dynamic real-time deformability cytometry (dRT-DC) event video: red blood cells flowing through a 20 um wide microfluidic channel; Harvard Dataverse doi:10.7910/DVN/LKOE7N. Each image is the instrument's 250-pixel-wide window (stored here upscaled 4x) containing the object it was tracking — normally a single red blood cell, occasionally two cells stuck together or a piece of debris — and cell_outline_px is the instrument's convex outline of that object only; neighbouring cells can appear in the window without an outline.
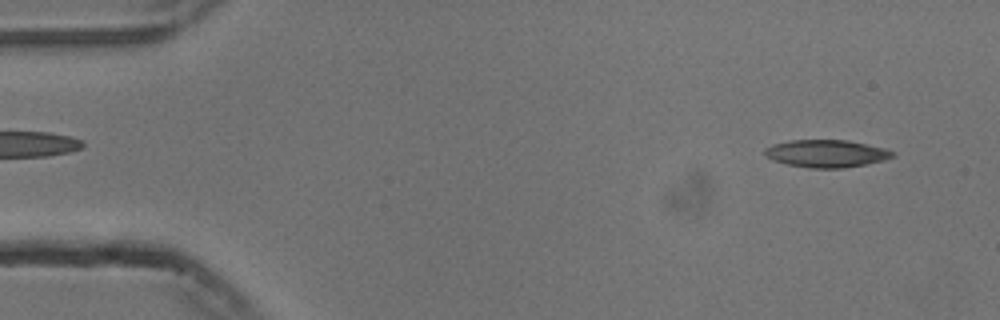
{"species": "common noctule bat (a hibernating species)", "species_latin": "Nyctalus noctula", "temperature_condition": "cold", "stored_images_in_passage": 50, "camera_frame_rate_fps": 3000, "um_per_image_px": 0.085, "animal": {"sex": "male", "body_mass_g": 13.3}, "frame": {"image": 1, "passage_image": 3, "time_ms": 0.667, "image_size_px": [1000, 320], "cell_outline_px": [[896, 156], [884, 160], [844, 168], [808, 168], [788, 164], [772, 160], [764, 152], [764, 148], [772, 144], [792, 140], [848, 140], [884, 148], [892, 152]], "centroid_in_image_um": [70.23, 13.05], "position_along_channel_um": 14.8, "area_um2": 20.35}}
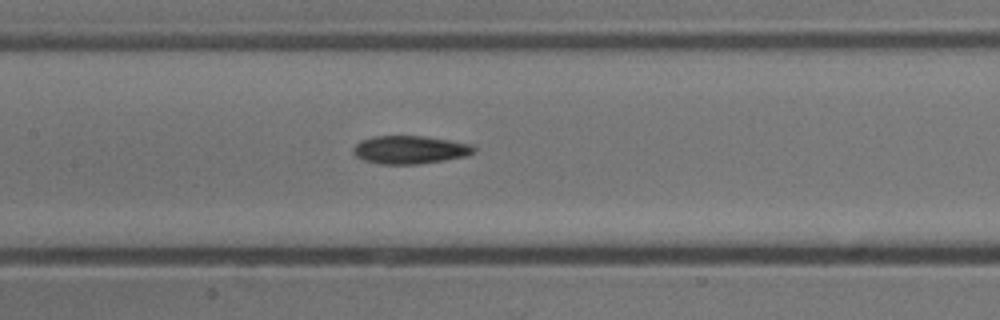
{"frame": {"image": 2, "passage_image": 24, "time_ms": 7.667, "image_size_px": [1000, 320], "cell_outline_px": [[476, 152], [468, 156], [420, 164], [380, 164], [364, 160], [356, 156], [352, 152], [352, 148], [360, 140], [372, 136], [424, 136], [476, 144]], "centroid_in_image_um": [34.89, 12.72], "position_along_channel_um": 172.5, "area_um2": 20.11}}
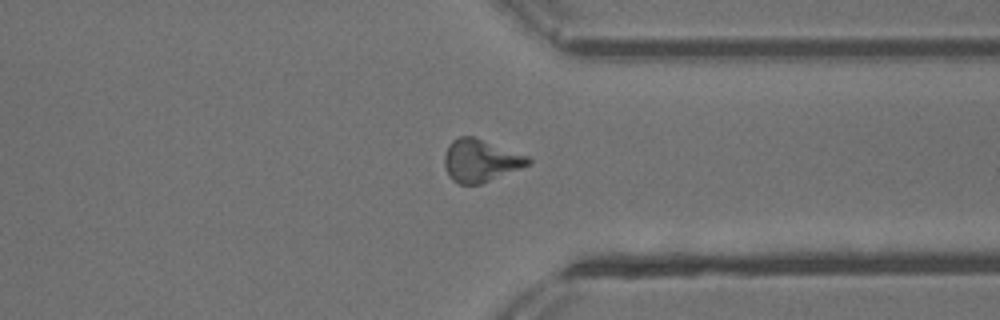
{"frame": {"image": 3, "passage_image": 40, "time_ms": 13.0, "image_size_px": [1000, 320], "cell_outline_px": [[532, 164], [480, 184], [460, 184], [452, 180], [444, 164], [444, 156], [448, 144], [452, 140], [460, 136], [472, 136], [528, 156], [532, 160]], "centroid_in_image_um": [40.85, 13.65], "position_along_channel_um": 370.6, "area_um2": 20.58}}